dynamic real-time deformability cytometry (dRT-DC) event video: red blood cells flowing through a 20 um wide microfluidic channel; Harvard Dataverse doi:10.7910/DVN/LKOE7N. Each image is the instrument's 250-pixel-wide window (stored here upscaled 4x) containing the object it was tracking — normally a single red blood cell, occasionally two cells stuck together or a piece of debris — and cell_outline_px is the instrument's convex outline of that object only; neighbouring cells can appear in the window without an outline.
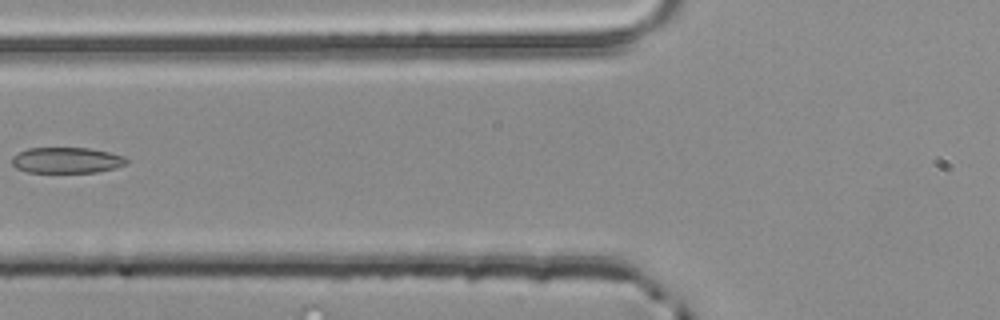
{"species": "common noctule bat (a hibernating species)", "species_latin": "Nyctalus noctula", "temperature_condition": "room temperature", "stored_images_in_passage": 4, "camera_frame_rate_fps": 3000, "um_per_image_px": 0.085, "animal": {"sex": "male", "body_mass_g": 20.4}, "frame": {"image": 1, "passage_image": 4, "time_ms": 1.0, "image_size_px": [1000, 320], "cell_outline_px": [[128, 160], [124, 164], [116, 168], [96, 172], [28, 172], [16, 168], [12, 164], [12, 156], [28, 148], [88, 148], [108, 152], [124, 156]], "centroid_in_image_um": [5.65, 13.62], "position_along_channel_um": 120.1, "area_um2": 17.11}}